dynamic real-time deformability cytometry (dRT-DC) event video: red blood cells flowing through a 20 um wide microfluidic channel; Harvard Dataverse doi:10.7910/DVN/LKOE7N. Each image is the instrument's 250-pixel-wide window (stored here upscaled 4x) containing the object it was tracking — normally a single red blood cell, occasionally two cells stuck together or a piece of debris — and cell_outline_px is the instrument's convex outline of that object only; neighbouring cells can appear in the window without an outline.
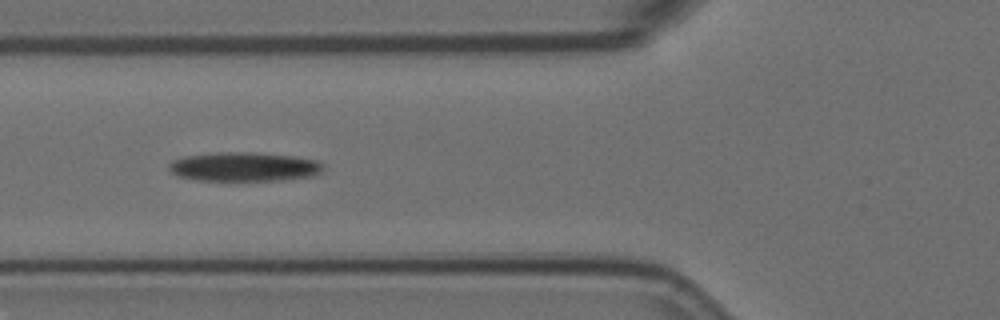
{"species": "Egyptian fruit bat (a non-hibernating species)", "species_latin": "Rousettus aegyptiacus", "temperature_condition": "room temperature", "stored_images_in_passage": 5, "camera_frame_rate_fps": 3000, "um_per_image_px": 0.085, "animal": {"sex": "female"}, "frame": {"image": 1, "passage_image": 4, "time_ms": 1.0, "image_size_px": [1000, 320], "cell_outline_px": [[324, 168], [320, 172], [312, 176], [284, 180], [196, 180], [176, 176], [168, 168], [168, 164], [172, 160], [184, 156], [216, 152], [252, 152], [292, 156], [316, 160], [324, 164]], "centroid_in_image_um": [20.72, 14.17], "position_along_channel_um": 105.1, "area_um2": 26.3}}
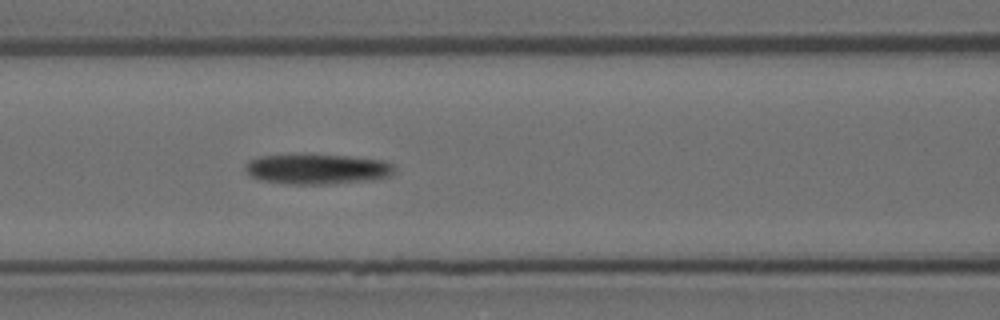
{"frame": {"image": 2, "passage_image": 5, "time_ms": 1.333, "image_size_px": [1000, 320], "cell_outline_px": [[396, 168], [392, 176], [372, 180], [324, 184], [292, 184], [260, 180], [252, 176], [244, 168], [244, 164], [248, 160], [260, 156], [304, 152], [348, 156], [384, 160], [392, 164]], "centroid_in_image_um": [26.96, 14.33], "position_along_channel_um": 139.6, "area_um2": 27.11}}